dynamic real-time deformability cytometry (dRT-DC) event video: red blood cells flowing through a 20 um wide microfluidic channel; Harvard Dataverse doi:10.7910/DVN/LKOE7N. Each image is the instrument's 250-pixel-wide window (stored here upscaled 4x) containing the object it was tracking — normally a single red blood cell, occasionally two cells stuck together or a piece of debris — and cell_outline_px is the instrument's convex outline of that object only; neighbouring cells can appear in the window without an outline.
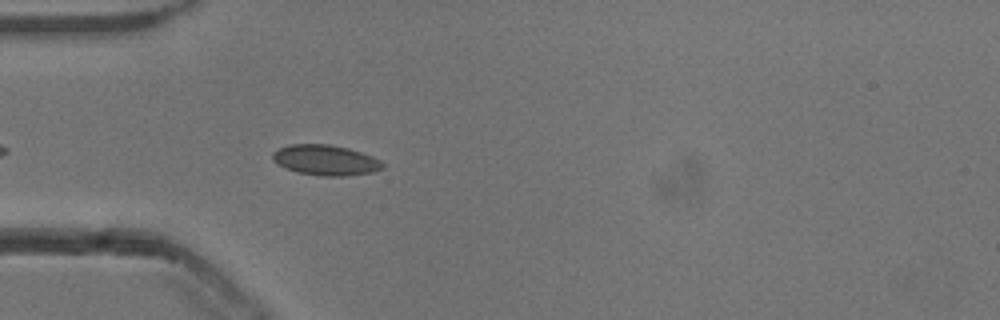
{"species": "common noctule bat (a hibernating species)", "species_latin": "Nyctalus noctula", "temperature_condition": "cold", "stored_images_in_passage": 32, "camera_frame_rate_fps": 3000, "um_per_image_px": 0.085, "animal": {"sex": "male", "body_mass_g": 13.3}, "frame": {"image": 1, "passage_image": 5, "time_ms": 1.333, "image_size_px": [1000, 320], "cell_outline_px": [[384, 168], [372, 172], [344, 176], [320, 176], [296, 172], [284, 168], [272, 160], [272, 152], [288, 144], [328, 144], [348, 148], [372, 156], [380, 160], [384, 164]], "centroid_in_image_um": [27.65, 13.61], "position_along_channel_um": 57.4, "area_um2": 19.59}}
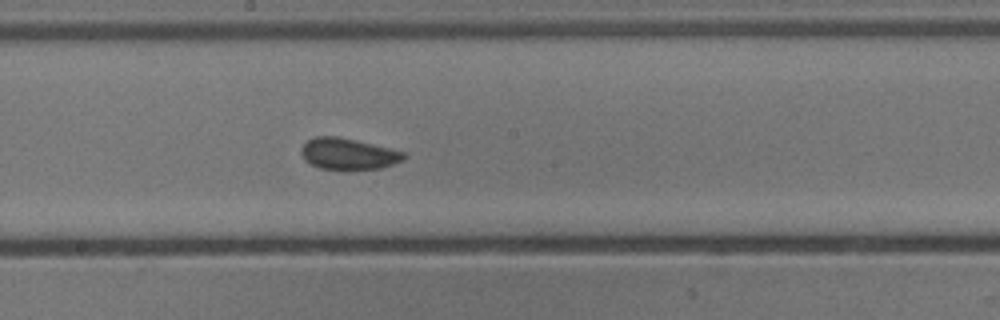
{"frame": {"image": 2, "passage_image": 18, "time_ms": 5.667, "image_size_px": [1000, 320], "cell_outline_px": [[408, 156], [404, 160], [380, 168], [348, 172], [320, 168], [304, 160], [300, 152], [304, 144], [308, 140], [316, 136], [336, 136], [356, 140], [404, 152]], "centroid_in_image_um": [29.6, 13.12], "position_along_channel_um": 218.6, "area_um2": 19.13}}
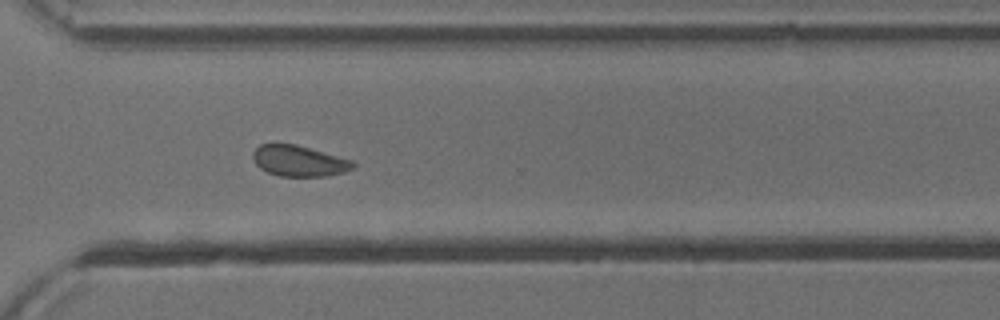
{"frame": {"image": 3, "passage_image": 28, "time_ms": 9.0, "image_size_px": [1000, 320], "cell_outline_px": [[356, 164], [352, 168], [344, 172], [328, 176], [280, 176], [268, 172], [260, 168], [256, 164], [252, 156], [252, 152], [260, 144], [296, 144], [352, 160]], "centroid_in_image_um": [25.41, 13.68], "position_along_channel_um": 345.2, "area_um2": 17.92}, "authors_computed_cell_mechanics": {"area_um2": 18.6116, "velocity_mm_per_s": 3.8066, "shape_relaxation_time_tau1_ms": 2.4484, "shape_relaxation_time_tau2_ms": null, "deformation_change_tau1": 0.0515, "deformation_change_tau2": null}}